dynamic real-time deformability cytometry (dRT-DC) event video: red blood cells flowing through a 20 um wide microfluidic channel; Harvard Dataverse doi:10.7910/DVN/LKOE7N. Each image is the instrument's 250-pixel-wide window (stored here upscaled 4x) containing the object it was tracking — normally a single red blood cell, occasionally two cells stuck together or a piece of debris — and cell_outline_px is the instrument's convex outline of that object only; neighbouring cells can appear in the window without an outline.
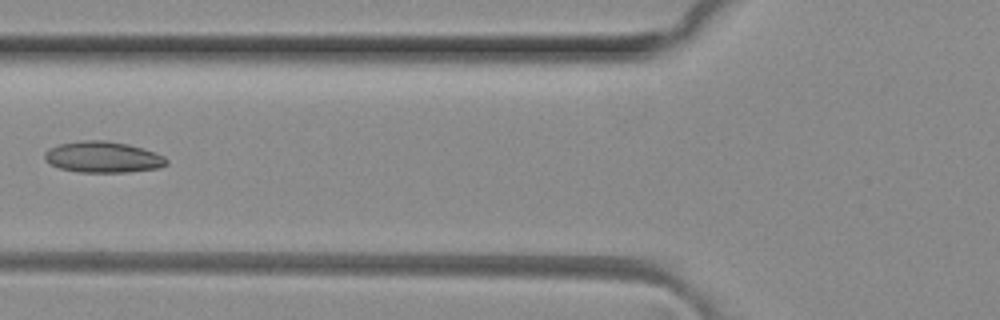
{"species": "common noctule bat (a hibernating species)", "species_latin": "Nyctalus noctula", "temperature_condition": "room temperature", "stored_images_in_passage": 6, "camera_frame_rate_fps": 3000, "um_per_image_px": 0.085, "animal": {"sex": "female", "body_mass_g": 29.2, "forearm_length_mm": 56.3}, "frame": {"image": 1, "passage_image": 6, "time_ms": 1.667, "image_size_px": [1000, 320], "cell_outline_px": [[168, 164], [160, 168], [128, 172], [80, 172], [60, 168], [44, 160], [44, 152], [48, 148], [60, 144], [84, 140], [104, 140], [128, 144], [144, 148], [156, 152], [164, 156], [168, 160]], "centroid_in_image_um": [8.78, 13.35], "position_along_channel_um": 117.0, "area_um2": 22.25}}